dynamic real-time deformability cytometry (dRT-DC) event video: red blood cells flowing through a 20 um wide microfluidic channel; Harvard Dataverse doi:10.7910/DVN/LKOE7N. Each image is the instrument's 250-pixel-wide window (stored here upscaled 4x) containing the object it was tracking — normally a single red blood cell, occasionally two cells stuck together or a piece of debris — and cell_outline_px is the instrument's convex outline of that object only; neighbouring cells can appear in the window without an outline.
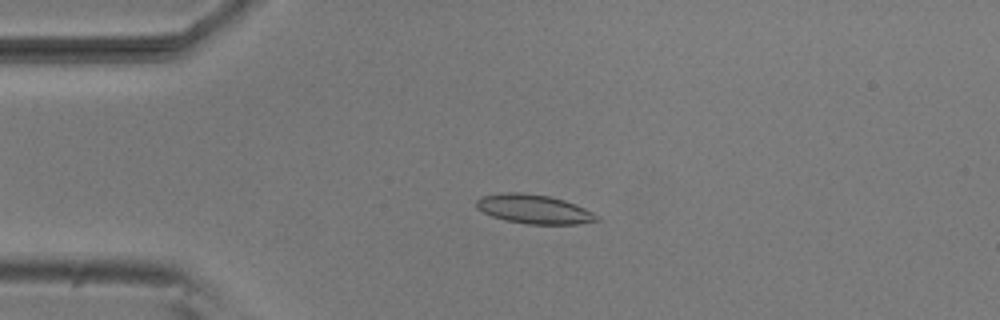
{"species": "common noctule bat (a hibernating species)", "species_latin": "Nyctalus noctula", "temperature_condition": "room temperature", "stored_images_in_passage": 4, "camera_frame_rate_fps": 3000, "um_per_image_px": 0.085, "animal": {"sex": "male", "body_mass_g": 20.5, "forearm_length_mm": 52.5}, "frame": {"image": 1, "passage_image": 4, "time_ms": 1.0, "image_size_px": [1000, 320], "cell_outline_px": [[600, 220], [580, 224], [528, 224], [504, 220], [492, 216], [476, 208], [476, 200], [480, 196], [504, 192], [524, 192], [548, 196], [564, 200], [576, 204], [600, 216]], "centroid_in_image_um": [45.38, 17.77], "position_along_channel_um": 39.6, "area_um2": 20.58}}